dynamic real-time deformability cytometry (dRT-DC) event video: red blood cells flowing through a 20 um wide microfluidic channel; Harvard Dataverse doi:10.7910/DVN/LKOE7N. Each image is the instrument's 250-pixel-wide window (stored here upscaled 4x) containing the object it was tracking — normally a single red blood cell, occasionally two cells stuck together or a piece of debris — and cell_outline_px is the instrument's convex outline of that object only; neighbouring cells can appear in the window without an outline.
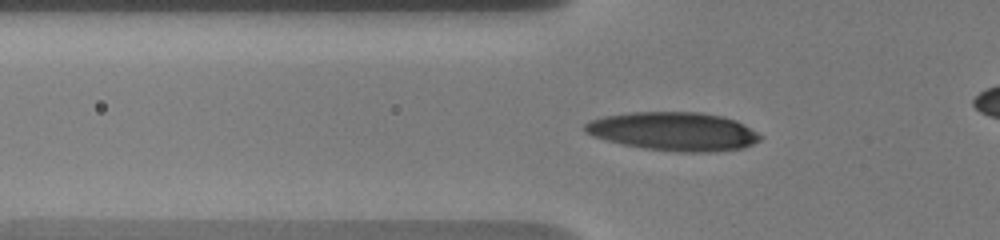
{"species": "human", "species_latin": "Homo sapiens", "temperature_condition": "warm", "stored_images_in_passage": 62, "camera_frame_rate_fps": 3000, "um_per_image_px": 0.085, "donor": {"sex": "male"}, "frame": {"image": 1, "passage_image": 8, "time_ms": 1.333, "image_size_px": [1000, 240], "cell_outline_px": [[764, 136], [760, 140], [744, 148], [712, 152], [680, 152], [644, 148], [624, 144], [592, 136], [584, 132], [584, 124], [588, 120], [604, 116], [628, 112], [700, 112], [724, 116], [736, 120], [744, 124]], "centroid_in_image_um": [57.28, 11.16], "position_along_channel_um": 68.5, "area_um2": 39.65}}
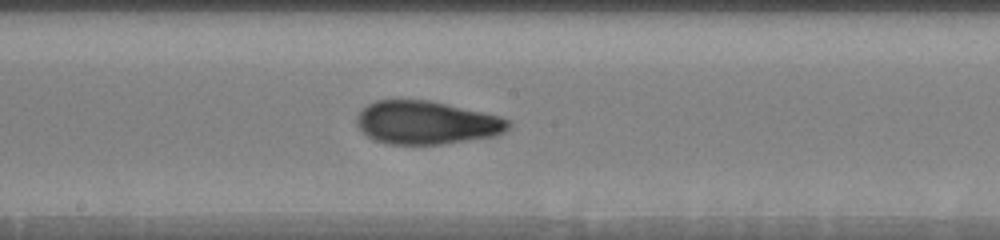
{"frame": {"image": 2, "passage_image": 31, "time_ms": 5.333, "image_size_px": [1000, 240], "cell_outline_px": [[512, 124], [504, 132], [496, 136], [440, 144], [388, 144], [376, 140], [368, 136], [356, 124], [356, 116], [368, 104], [376, 100], [428, 100], [448, 104], [500, 116], [508, 120]], "centroid_in_image_um": [36.26, 10.42], "position_along_channel_um": 211.9, "area_um2": 38.03}}
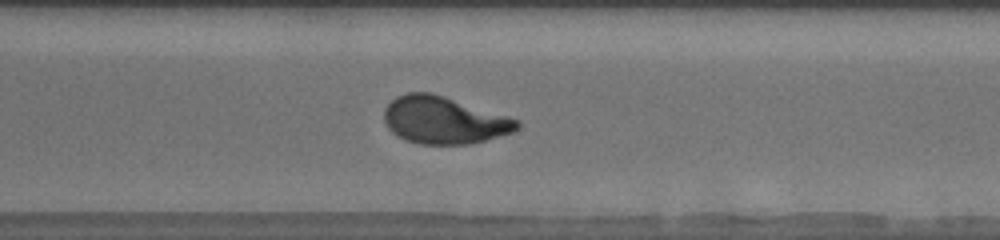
{"frame": {"image": 3, "passage_image": 49, "time_ms": 8.667, "image_size_px": [1000, 240], "cell_outline_px": [[520, 124], [512, 132], [472, 144], [420, 144], [408, 140], [392, 132], [388, 128], [384, 120], [384, 108], [396, 96], [408, 92], [432, 92], [508, 116], [520, 120]], "centroid_in_image_um": [37.72, 10.2], "position_along_channel_um": 332.9, "area_um2": 36.47}}